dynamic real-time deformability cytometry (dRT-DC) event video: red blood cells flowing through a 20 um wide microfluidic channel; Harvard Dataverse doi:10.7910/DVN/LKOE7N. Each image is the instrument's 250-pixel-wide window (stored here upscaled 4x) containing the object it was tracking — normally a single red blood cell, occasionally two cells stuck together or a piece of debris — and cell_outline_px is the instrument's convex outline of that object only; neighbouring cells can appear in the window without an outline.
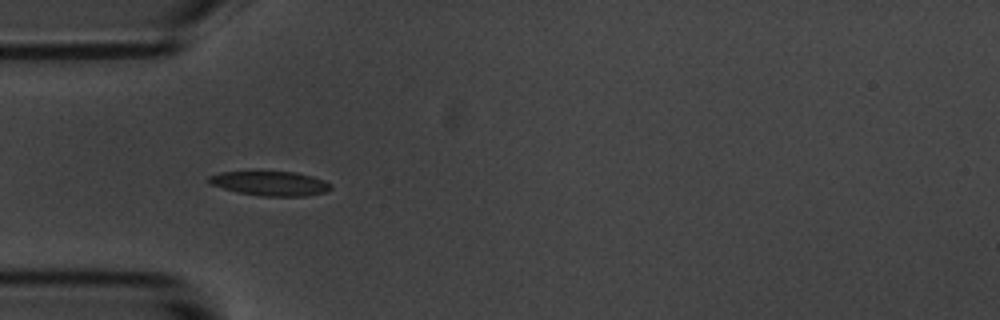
{"species": "common noctule bat (a hibernating species)", "species_latin": "Nyctalus noctula", "temperature_condition": "room temperature", "stored_images_in_passage": 9, "camera_frame_rate_fps": 3000, "um_per_image_px": 0.085, "animal": {"sex": "male", "body_mass_g": 20.1, "forearm_length_mm": 53.5}, "frame": {"image": 1, "passage_image": 6, "time_ms": 1.667, "image_size_px": [1000, 320], "cell_outline_px": [[332, 188], [324, 192], [304, 196], [264, 196], [236, 192], [212, 184], [208, 180], [208, 176], [220, 172], [260, 168], [296, 172], [312, 176], [324, 180], [332, 184]], "centroid_in_image_um": [22.94, 15.52], "position_along_channel_um": 62.1, "area_um2": 18.26}}
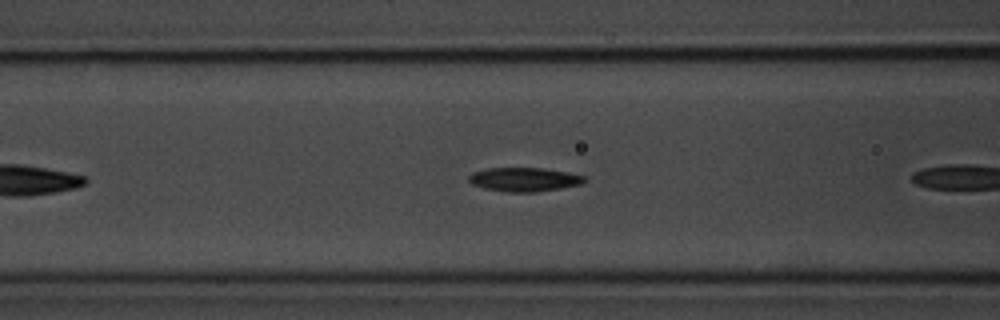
{"frame": {"image": 2, "passage_image": 8, "time_ms": 2.333, "image_size_px": [1000, 320], "cell_outline_px": [[584, 180], [580, 184], [560, 188], [536, 192], [508, 192], [484, 188], [472, 184], [468, 180], [468, 176], [472, 172], [488, 168], [544, 168], [568, 172], [584, 176]], "centroid_in_image_um": [44.51, 15.25], "position_along_channel_um": 122.1, "area_um2": 16.01}}